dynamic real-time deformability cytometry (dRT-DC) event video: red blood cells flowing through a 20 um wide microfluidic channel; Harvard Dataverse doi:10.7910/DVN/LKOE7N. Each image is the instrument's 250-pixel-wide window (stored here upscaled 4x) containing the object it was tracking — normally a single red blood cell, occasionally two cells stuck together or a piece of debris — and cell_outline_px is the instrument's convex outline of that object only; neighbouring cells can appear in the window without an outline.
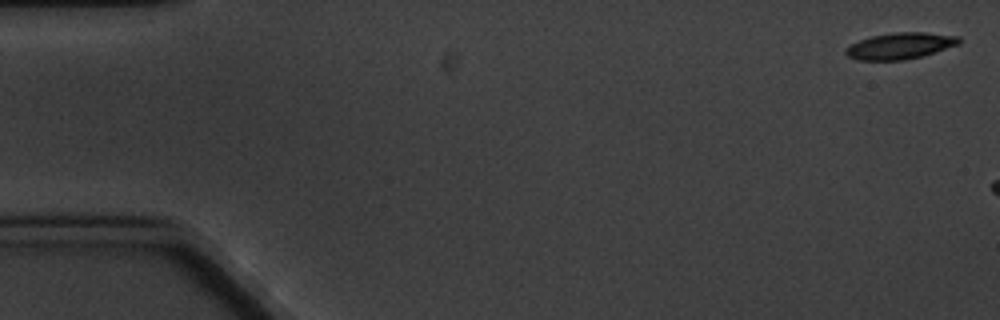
{"species": "common noctule bat (a hibernating species)", "species_latin": "Nyctalus noctula", "temperature_condition": "cold", "stored_images_in_passage": 4, "segment_of_instrument_passage": [2, 2], "camera_frame_rate_fps": 3000, "um_per_image_px": 0.085, "animal": {"sex": "male", "body_mass_g": 20.1, "forearm_length_mm": 53.5}, "frame": {"image": 1, "passage_image": 4, "time_ms": 3.667, "image_size_px": [1000, 320], "cell_outline_px": [[960, 44], [920, 56], [904, 60], [856, 60], [848, 56], [844, 52], [852, 44], [860, 40], [872, 36], [896, 32], [924, 32], [960, 36]], "centroid_in_image_um": [76.53, 3.89], "position_along_channel_um": 8.5, "area_um2": 17.17}}